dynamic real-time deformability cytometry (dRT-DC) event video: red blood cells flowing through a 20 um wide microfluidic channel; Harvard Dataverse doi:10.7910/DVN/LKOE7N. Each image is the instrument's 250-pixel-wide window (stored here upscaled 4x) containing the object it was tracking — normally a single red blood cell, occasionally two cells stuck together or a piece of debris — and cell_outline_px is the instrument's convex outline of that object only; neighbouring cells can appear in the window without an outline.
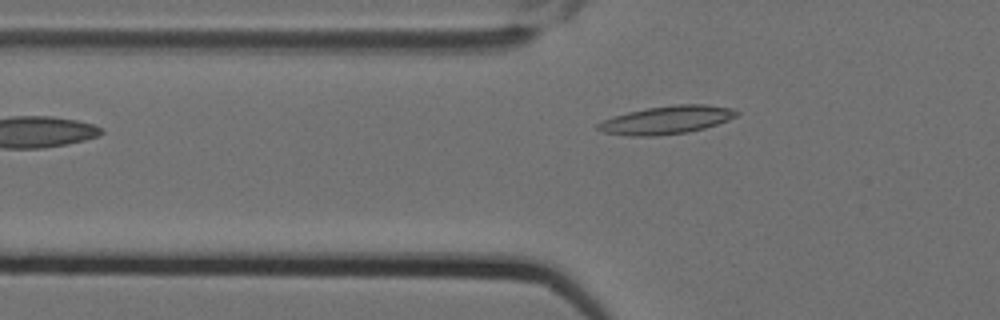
{"species": "Egyptian fruit bat (a non-hibernating species)", "species_latin": "Rousettus aegyptiacus", "temperature_condition": "cold", "stored_images_in_passage": 5, "camera_frame_rate_fps": 3000, "um_per_image_px": 0.085, "animal": {"sex": "female"}, "frame": {"image": 1, "passage_image": 5, "time_ms": 1.333, "image_size_px": [1000, 320], "cell_outline_px": [[740, 112], [736, 116], [728, 120], [704, 128], [688, 132], [656, 136], [632, 136], [604, 132], [596, 128], [596, 124], [604, 120], [628, 112], [648, 108], [676, 104], [704, 104], [732, 108]], "centroid_in_image_um": [56.69, 10.19], "position_along_channel_um": 69.1, "area_um2": 22.48}}